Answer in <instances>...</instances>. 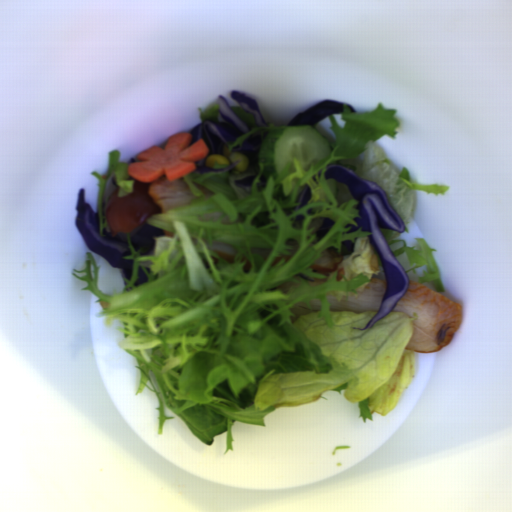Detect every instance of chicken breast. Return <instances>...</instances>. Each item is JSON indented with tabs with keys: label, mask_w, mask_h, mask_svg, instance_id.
Listing matches in <instances>:
<instances>
[{
	"label": "chicken breast",
	"mask_w": 512,
	"mask_h": 512,
	"mask_svg": "<svg viewBox=\"0 0 512 512\" xmlns=\"http://www.w3.org/2000/svg\"><path fill=\"white\" fill-rule=\"evenodd\" d=\"M391 312L414 315L413 331L404 349L426 354L435 353L448 344L462 323L464 307L408 279L405 293Z\"/></svg>",
	"instance_id": "1"
},
{
	"label": "chicken breast",
	"mask_w": 512,
	"mask_h": 512,
	"mask_svg": "<svg viewBox=\"0 0 512 512\" xmlns=\"http://www.w3.org/2000/svg\"><path fill=\"white\" fill-rule=\"evenodd\" d=\"M386 284L383 280L370 279L365 288L355 297H344L338 303L337 293L325 294L329 308L333 312L349 311L362 313L364 311L380 310L385 295Z\"/></svg>",
	"instance_id": "2"
},
{
	"label": "chicken breast",
	"mask_w": 512,
	"mask_h": 512,
	"mask_svg": "<svg viewBox=\"0 0 512 512\" xmlns=\"http://www.w3.org/2000/svg\"><path fill=\"white\" fill-rule=\"evenodd\" d=\"M148 192L162 214L187 205L196 196L184 177L176 181H168L166 175H162L155 181H149Z\"/></svg>",
	"instance_id": "3"
},
{
	"label": "chicken breast",
	"mask_w": 512,
	"mask_h": 512,
	"mask_svg": "<svg viewBox=\"0 0 512 512\" xmlns=\"http://www.w3.org/2000/svg\"><path fill=\"white\" fill-rule=\"evenodd\" d=\"M341 265V257L334 250L324 249L314 258L309 267L323 276H328Z\"/></svg>",
	"instance_id": "4"
},
{
	"label": "chicken breast",
	"mask_w": 512,
	"mask_h": 512,
	"mask_svg": "<svg viewBox=\"0 0 512 512\" xmlns=\"http://www.w3.org/2000/svg\"><path fill=\"white\" fill-rule=\"evenodd\" d=\"M210 250L218 257H220L222 260L227 261L229 263H233L237 254L236 247H234L231 244L213 242L211 243Z\"/></svg>",
	"instance_id": "5"
},
{
	"label": "chicken breast",
	"mask_w": 512,
	"mask_h": 512,
	"mask_svg": "<svg viewBox=\"0 0 512 512\" xmlns=\"http://www.w3.org/2000/svg\"><path fill=\"white\" fill-rule=\"evenodd\" d=\"M309 304H310L311 309H309L307 304H305L303 302L298 303L297 306H292L294 315H291L290 319L294 322L300 316H303L306 314H313L320 310L321 304L319 301H315V300L311 299Z\"/></svg>",
	"instance_id": "6"
},
{
	"label": "chicken breast",
	"mask_w": 512,
	"mask_h": 512,
	"mask_svg": "<svg viewBox=\"0 0 512 512\" xmlns=\"http://www.w3.org/2000/svg\"><path fill=\"white\" fill-rule=\"evenodd\" d=\"M193 185L202 193L203 197H208V196L214 195V191L204 187L201 184H193Z\"/></svg>",
	"instance_id": "7"
},
{
	"label": "chicken breast",
	"mask_w": 512,
	"mask_h": 512,
	"mask_svg": "<svg viewBox=\"0 0 512 512\" xmlns=\"http://www.w3.org/2000/svg\"><path fill=\"white\" fill-rule=\"evenodd\" d=\"M253 250V253H257L259 256H261L262 258H264L265 260L267 259V257L269 256L271 250L267 249V248H252Z\"/></svg>",
	"instance_id": "8"
},
{
	"label": "chicken breast",
	"mask_w": 512,
	"mask_h": 512,
	"mask_svg": "<svg viewBox=\"0 0 512 512\" xmlns=\"http://www.w3.org/2000/svg\"><path fill=\"white\" fill-rule=\"evenodd\" d=\"M295 284H296V282H291V281L284 282L276 288L282 290L283 292H285L287 294L290 288L295 287Z\"/></svg>",
	"instance_id": "9"
},
{
	"label": "chicken breast",
	"mask_w": 512,
	"mask_h": 512,
	"mask_svg": "<svg viewBox=\"0 0 512 512\" xmlns=\"http://www.w3.org/2000/svg\"><path fill=\"white\" fill-rule=\"evenodd\" d=\"M290 257L291 256H288V255H280L277 258H275L272 263H277V262H280L281 260H284L286 262Z\"/></svg>",
	"instance_id": "10"
},
{
	"label": "chicken breast",
	"mask_w": 512,
	"mask_h": 512,
	"mask_svg": "<svg viewBox=\"0 0 512 512\" xmlns=\"http://www.w3.org/2000/svg\"><path fill=\"white\" fill-rule=\"evenodd\" d=\"M343 275H344V268H339L337 275H336V277L338 278L339 281L343 278Z\"/></svg>",
	"instance_id": "11"
},
{
	"label": "chicken breast",
	"mask_w": 512,
	"mask_h": 512,
	"mask_svg": "<svg viewBox=\"0 0 512 512\" xmlns=\"http://www.w3.org/2000/svg\"><path fill=\"white\" fill-rule=\"evenodd\" d=\"M242 268H243L244 272L250 270V264H249L248 260L244 263Z\"/></svg>",
	"instance_id": "12"
},
{
	"label": "chicken breast",
	"mask_w": 512,
	"mask_h": 512,
	"mask_svg": "<svg viewBox=\"0 0 512 512\" xmlns=\"http://www.w3.org/2000/svg\"><path fill=\"white\" fill-rule=\"evenodd\" d=\"M164 234L166 237H174V232H170V231H166V230H163Z\"/></svg>",
	"instance_id": "13"
}]
</instances>
